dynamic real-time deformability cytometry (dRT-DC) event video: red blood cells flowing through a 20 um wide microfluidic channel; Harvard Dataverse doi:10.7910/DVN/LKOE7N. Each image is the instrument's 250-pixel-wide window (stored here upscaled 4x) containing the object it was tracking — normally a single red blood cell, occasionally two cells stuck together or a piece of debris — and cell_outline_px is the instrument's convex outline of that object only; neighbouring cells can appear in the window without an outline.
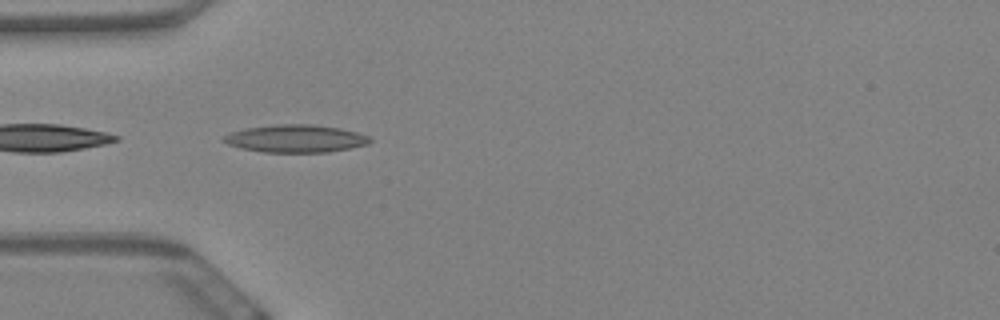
{"species": "Egyptian fruit bat (a non-hibernating species)", "species_latin": "Rousettus aegyptiacus", "temperature_condition": "warm", "stored_images_in_passage": 37, "camera_frame_rate_fps": 3000, "um_per_image_px": 0.085, "animal": {"sex": "female"}, "frame": {"image": 1, "passage_image": 1, "time_ms": 0.0, "image_size_px": [1000, 320], "cell_outline_px": [[372, 140], [368, 144], [328, 152], [264, 152], [240, 148], [228, 144], [220, 140], [224, 136], [232, 132], [248, 128], [276, 124], [312, 124], [340, 128], [356, 132], [368, 136]], "centroid_in_image_um": [25.12, 11.78], "position_along_channel_um": 59.9, "area_um2": 23.41}, "authors_computed_cell_mechanics": {"area_um2": 20.4612, "velocity_mm_per_s": 3.434, "shape_relaxation_time_tau1_ms": null, "shape_relaxation_time_tau2_ms": 3.0877, "deformation_change_tau1": null, "deformation_change_tau2": 0.1253}}